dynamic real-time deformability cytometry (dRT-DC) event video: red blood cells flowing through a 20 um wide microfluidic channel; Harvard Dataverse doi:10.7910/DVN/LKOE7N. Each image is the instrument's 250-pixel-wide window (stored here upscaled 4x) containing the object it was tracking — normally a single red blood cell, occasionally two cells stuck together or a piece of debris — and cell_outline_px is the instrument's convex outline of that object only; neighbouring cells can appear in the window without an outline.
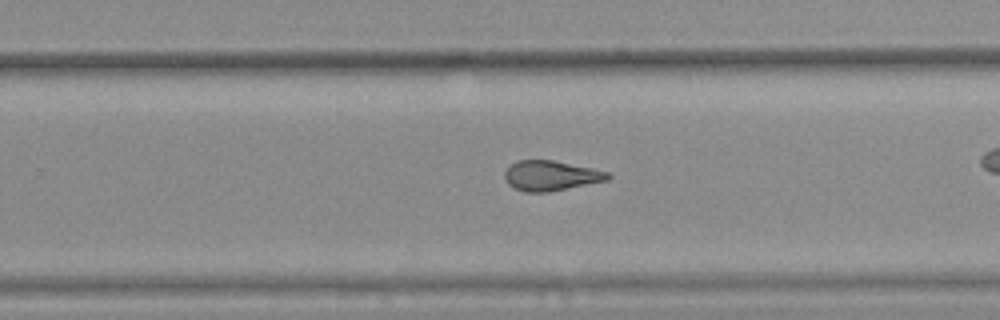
{"species": "common noctule bat (a hibernating species)", "species_latin": "Nyctalus noctula", "temperature_condition": "warm", "stored_images_in_passage": 31, "camera_frame_rate_fps": 3000, "um_per_image_px": 0.085, "animal": {"sex": "female", "body_mass_g": 25.1}, "frame": {"image": 1, "passage_image": 18, "time_ms": 5.667, "image_size_px": [1000, 320], "cell_outline_px": [[612, 176], [608, 180], [548, 192], [524, 192], [508, 184], [504, 176], [504, 172], [508, 164], [516, 160], [552, 160], [592, 168], [608, 172]], "centroid_in_image_um": [46.79, 14.92], "position_along_channel_um": 283.0, "area_um2": 18.09}, "authors_computed_cell_mechanics": {"area_um2": 18.2648, "velocity_mm_per_s": 3.8656, "shape_relaxation_time_tau1_ms": null, "shape_relaxation_time_tau2_ms": 2.568, "deformation_change_tau1": null, "deformation_change_tau2": 0.1163}}